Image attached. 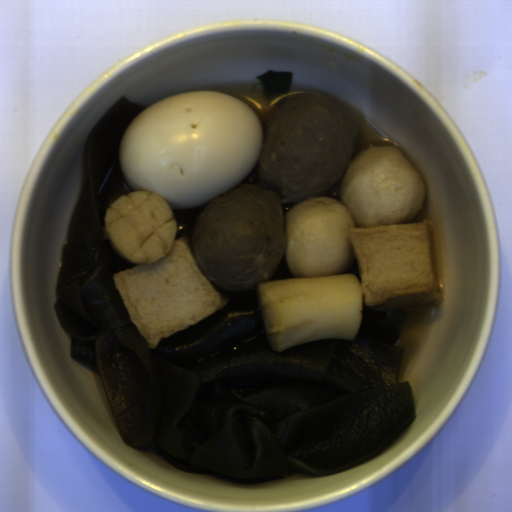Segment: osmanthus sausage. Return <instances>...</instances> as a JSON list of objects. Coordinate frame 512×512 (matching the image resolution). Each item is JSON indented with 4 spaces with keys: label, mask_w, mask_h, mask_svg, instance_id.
Here are the masks:
<instances>
[{
    "label": "osmanthus sausage",
    "mask_w": 512,
    "mask_h": 512,
    "mask_svg": "<svg viewBox=\"0 0 512 512\" xmlns=\"http://www.w3.org/2000/svg\"><path fill=\"white\" fill-rule=\"evenodd\" d=\"M265 336L277 353L323 337L354 340L362 320L363 295L354 273L299 277L258 284Z\"/></svg>",
    "instance_id": "osmanthus-sausage-1"
},
{
    "label": "osmanthus sausage",
    "mask_w": 512,
    "mask_h": 512,
    "mask_svg": "<svg viewBox=\"0 0 512 512\" xmlns=\"http://www.w3.org/2000/svg\"><path fill=\"white\" fill-rule=\"evenodd\" d=\"M102 229L117 256L139 265H150L166 257L177 233L167 200L141 190L113 202Z\"/></svg>",
    "instance_id": "osmanthus-sausage-2"
}]
</instances>
